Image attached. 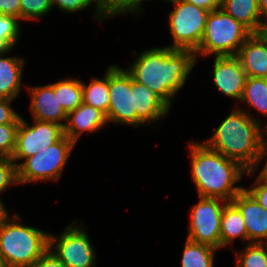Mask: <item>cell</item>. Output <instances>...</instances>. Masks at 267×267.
Returning a JSON list of instances; mask_svg holds the SVG:
<instances>
[{
    "label": "cell",
    "instance_id": "obj_23",
    "mask_svg": "<svg viewBox=\"0 0 267 267\" xmlns=\"http://www.w3.org/2000/svg\"><path fill=\"white\" fill-rule=\"evenodd\" d=\"M240 101L267 117V78L247 77Z\"/></svg>",
    "mask_w": 267,
    "mask_h": 267
},
{
    "label": "cell",
    "instance_id": "obj_7",
    "mask_svg": "<svg viewBox=\"0 0 267 267\" xmlns=\"http://www.w3.org/2000/svg\"><path fill=\"white\" fill-rule=\"evenodd\" d=\"M172 2L174 9L169 13V26L173 44L168 47L195 51L201 42L209 11L182 0Z\"/></svg>",
    "mask_w": 267,
    "mask_h": 267
},
{
    "label": "cell",
    "instance_id": "obj_1",
    "mask_svg": "<svg viewBox=\"0 0 267 267\" xmlns=\"http://www.w3.org/2000/svg\"><path fill=\"white\" fill-rule=\"evenodd\" d=\"M197 62L193 50L155 47L143 51L126 71L157 93L170 107ZM172 101V102H171Z\"/></svg>",
    "mask_w": 267,
    "mask_h": 267
},
{
    "label": "cell",
    "instance_id": "obj_8",
    "mask_svg": "<svg viewBox=\"0 0 267 267\" xmlns=\"http://www.w3.org/2000/svg\"><path fill=\"white\" fill-rule=\"evenodd\" d=\"M49 250L68 267H95L96 251L86 229L72 223L60 236L49 234Z\"/></svg>",
    "mask_w": 267,
    "mask_h": 267
},
{
    "label": "cell",
    "instance_id": "obj_2",
    "mask_svg": "<svg viewBox=\"0 0 267 267\" xmlns=\"http://www.w3.org/2000/svg\"><path fill=\"white\" fill-rule=\"evenodd\" d=\"M247 110L235 109L204 143L247 170L258 169L264 156V128Z\"/></svg>",
    "mask_w": 267,
    "mask_h": 267
},
{
    "label": "cell",
    "instance_id": "obj_13",
    "mask_svg": "<svg viewBox=\"0 0 267 267\" xmlns=\"http://www.w3.org/2000/svg\"><path fill=\"white\" fill-rule=\"evenodd\" d=\"M27 89L31 97V116L36 120L54 122L64 127L67 113L58 100V81L44 86H27Z\"/></svg>",
    "mask_w": 267,
    "mask_h": 267
},
{
    "label": "cell",
    "instance_id": "obj_14",
    "mask_svg": "<svg viewBox=\"0 0 267 267\" xmlns=\"http://www.w3.org/2000/svg\"><path fill=\"white\" fill-rule=\"evenodd\" d=\"M231 202L239 209L245 221L247 244L267 243V210L245 188Z\"/></svg>",
    "mask_w": 267,
    "mask_h": 267
},
{
    "label": "cell",
    "instance_id": "obj_39",
    "mask_svg": "<svg viewBox=\"0 0 267 267\" xmlns=\"http://www.w3.org/2000/svg\"><path fill=\"white\" fill-rule=\"evenodd\" d=\"M264 158H266L265 160H267V157L265 155L262 157V159ZM259 176L267 183V161L264 167L262 168L261 172L259 173Z\"/></svg>",
    "mask_w": 267,
    "mask_h": 267
},
{
    "label": "cell",
    "instance_id": "obj_38",
    "mask_svg": "<svg viewBox=\"0 0 267 267\" xmlns=\"http://www.w3.org/2000/svg\"><path fill=\"white\" fill-rule=\"evenodd\" d=\"M8 215H9L8 211H7L6 207H4V204L0 199V222L2 220H4Z\"/></svg>",
    "mask_w": 267,
    "mask_h": 267
},
{
    "label": "cell",
    "instance_id": "obj_35",
    "mask_svg": "<svg viewBox=\"0 0 267 267\" xmlns=\"http://www.w3.org/2000/svg\"><path fill=\"white\" fill-rule=\"evenodd\" d=\"M0 14L10 15L20 20V0H0Z\"/></svg>",
    "mask_w": 267,
    "mask_h": 267
},
{
    "label": "cell",
    "instance_id": "obj_40",
    "mask_svg": "<svg viewBox=\"0 0 267 267\" xmlns=\"http://www.w3.org/2000/svg\"><path fill=\"white\" fill-rule=\"evenodd\" d=\"M259 33L267 41V20L262 23V27Z\"/></svg>",
    "mask_w": 267,
    "mask_h": 267
},
{
    "label": "cell",
    "instance_id": "obj_5",
    "mask_svg": "<svg viewBox=\"0 0 267 267\" xmlns=\"http://www.w3.org/2000/svg\"><path fill=\"white\" fill-rule=\"evenodd\" d=\"M252 33L222 8L210 11L199 47L198 56H236L241 45Z\"/></svg>",
    "mask_w": 267,
    "mask_h": 267
},
{
    "label": "cell",
    "instance_id": "obj_17",
    "mask_svg": "<svg viewBox=\"0 0 267 267\" xmlns=\"http://www.w3.org/2000/svg\"><path fill=\"white\" fill-rule=\"evenodd\" d=\"M64 125V135L75 144L83 132H94L106 126V115L90 105L82 103L75 110L67 114Z\"/></svg>",
    "mask_w": 267,
    "mask_h": 267
},
{
    "label": "cell",
    "instance_id": "obj_19",
    "mask_svg": "<svg viewBox=\"0 0 267 267\" xmlns=\"http://www.w3.org/2000/svg\"><path fill=\"white\" fill-rule=\"evenodd\" d=\"M24 59L3 57L0 54V98L14 99L19 95L22 85Z\"/></svg>",
    "mask_w": 267,
    "mask_h": 267
},
{
    "label": "cell",
    "instance_id": "obj_25",
    "mask_svg": "<svg viewBox=\"0 0 267 267\" xmlns=\"http://www.w3.org/2000/svg\"><path fill=\"white\" fill-rule=\"evenodd\" d=\"M145 0H98V6L103 20L119 14H140L144 12L142 3ZM147 1V0H146Z\"/></svg>",
    "mask_w": 267,
    "mask_h": 267
},
{
    "label": "cell",
    "instance_id": "obj_28",
    "mask_svg": "<svg viewBox=\"0 0 267 267\" xmlns=\"http://www.w3.org/2000/svg\"><path fill=\"white\" fill-rule=\"evenodd\" d=\"M52 8V0H20V21L41 18Z\"/></svg>",
    "mask_w": 267,
    "mask_h": 267
},
{
    "label": "cell",
    "instance_id": "obj_29",
    "mask_svg": "<svg viewBox=\"0 0 267 267\" xmlns=\"http://www.w3.org/2000/svg\"><path fill=\"white\" fill-rule=\"evenodd\" d=\"M19 123L0 124V158H11Z\"/></svg>",
    "mask_w": 267,
    "mask_h": 267
},
{
    "label": "cell",
    "instance_id": "obj_10",
    "mask_svg": "<svg viewBox=\"0 0 267 267\" xmlns=\"http://www.w3.org/2000/svg\"><path fill=\"white\" fill-rule=\"evenodd\" d=\"M30 125L21 116L16 132L15 149L11 159L18 167V160H25L53 145L64 136V128L54 122L34 119Z\"/></svg>",
    "mask_w": 267,
    "mask_h": 267
},
{
    "label": "cell",
    "instance_id": "obj_42",
    "mask_svg": "<svg viewBox=\"0 0 267 267\" xmlns=\"http://www.w3.org/2000/svg\"><path fill=\"white\" fill-rule=\"evenodd\" d=\"M0 267H10V266L0 257Z\"/></svg>",
    "mask_w": 267,
    "mask_h": 267
},
{
    "label": "cell",
    "instance_id": "obj_41",
    "mask_svg": "<svg viewBox=\"0 0 267 267\" xmlns=\"http://www.w3.org/2000/svg\"><path fill=\"white\" fill-rule=\"evenodd\" d=\"M264 155L267 156V138L264 137Z\"/></svg>",
    "mask_w": 267,
    "mask_h": 267
},
{
    "label": "cell",
    "instance_id": "obj_37",
    "mask_svg": "<svg viewBox=\"0 0 267 267\" xmlns=\"http://www.w3.org/2000/svg\"><path fill=\"white\" fill-rule=\"evenodd\" d=\"M259 10L262 16V19L267 20V0H258Z\"/></svg>",
    "mask_w": 267,
    "mask_h": 267
},
{
    "label": "cell",
    "instance_id": "obj_21",
    "mask_svg": "<svg viewBox=\"0 0 267 267\" xmlns=\"http://www.w3.org/2000/svg\"><path fill=\"white\" fill-rule=\"evenodd\" d=\"M102 78H93L89 84L82 82L83 103L99 109L107 116L110 102L109 68Z\"/></svg>",
    "mask_w": 267,
    "mask_h": 267
},
{
    "label": "cell",
    "instance_id": "obj_9",
    "mask_svg": "<svg viewBox=\"0 0 267 267\" xmlns=\"http://www.w3.org/2000/svg\"><path fill=\"white\" fill-rule=\"evenodd\" d=\"M191 209L186 239L220 249L221 215L227 201L220 198L199 197Z\"/></svg>",
    "mask_w": 267,
    "mask_h": 267
},
{
    "label": "cell",
    "instance_id": "obj_27",
    "mask_svg": "<svg viewBox=\"0 0 267 267\" xmlns=\"http://www.w3.org/2000/svg\"><path fill=\"white\" fill-rule=\"evenodd\" d=\"M19 35H21L19 19L0 14V54L5 55L14 49Z\"/></svg>",
    "mask_w": 267,
    "mask_h": 267
},
{
    "label": "cell",
    "instance_id": "obj_34",
    "mask_svg": "<svg viewBox=\"0 0 267 267\" xmlns=\"http://www.w3.org/2000/svg\"><path fill=\"white\" fill-rule=\"evenodd\" d=\"M32 267H68L59 260L49 249L35 261Z\"/></svg>",
    "mask_w": 267,
    "mask_h": 267
},
{
    "label": "cell",
    "instance_id": "obj_22",
    "mask_svg": "<svg viewBox=\"0 0 267 267\" xmlns=\"http://www.w3.org/2000/svg\"><path fill=\"white\" fill-rule=\"evenodd\" d=\"M184 246L181 267H214V256L218 249L188 239Z\"/></svg>",
    "mask_w": 267,
    "mask_h": 267
},
{
    "label": "cell",
    "instance_id": "obj_33",
    "mask_svg": "<svg viewBox=\"0 0 267 267\" xmlns=\"http://www.w3.org/2000/svg\"><path fill=\"white\" fill-rule=\"evenodd\" d=\"M251 187L249 189H245L265 210H267V183L258 175L254 185Z\"/></svg>",
    "mask_w": 267,
    "mask_h": 267
},
{
    "label": "cell",
    "instance_id": "obj_26",
    "mask_svg": "<svg viewBox=\"0 0 267 267\" xmlns=\"http://www.w3.org/2000/svg\"><path fill=\"white\" fill-rule=\"evenodd\" d=\"M235 252L236 267H267V243H249Z\"/></svg>",
    "mask_w": 267,
    "mask_h": 267
},
{
    "label": "cell",
    "instance_id": "obj_31",
    "mask_svg": "<svg viewBox=\"0 0 267 267\" xmlns=\"http://www.w3.org/2000/svg\"><path fill=\"white\" fill-rule=\"evenodd\" d=\"M17 166L11 158H0V194L9 186L17 185Z\"/></svg>",
    "mask_w": 267,
    "mask_h": 267
},
{
    "label": "cell",
    "instance_id": "obj_12",
    "mask_svg": "<svg viewBox=\"0 0 267 267\" xmlns=\"http://www.w3.org/2000/svg\"><path fill=\"white\" fill-rule=\"evenodd\" d=\"M213 82L219 92L241 100L247 75L236 56H214Z\"/></svg>",
    "mask_w": 267,
    "mask_h": 267
},
{
    "label": "cell",
    "instance_id": "obj_20",
    "mask_svg": "<svg viewBox=\"0 0 267 267\" xmlns=\"http://www.w3.org/2000/svg\"><path fill=\"white\" fill-rule=\"evenodd\" d=\"M237 238L248 241L245 221L239 209L232 202H227L221 215L220 248L232 244Z\"/></svg>",
    "mask_w": 267,
    "mask_h": 267
},
{
    "label": "cell",
    "instance_id": "obj_32",
    "mask_svg": "<svg viewBox=\"0 0 267 267\" xmlns=\"http://www.w3.org/2000/svg\"><path fill=\"white\" fill-rule=\"evenodd\" d=\"M12 99L0 98V124L19 123L21 116L11 107Z\"/></svg>",
    "mask_w": 267,
    "mask_h": 267
},
{
    "label": "cell",
    "instance_id": "obj_18",
    "mask_svg": "<svg viewBox=\"0 0 267 267\" xmlns=\"http://www.w3.org/2000/svg\"><path fill=\"white\" fill-rule=\"evenodd\" d=\"M221 8L251 33H259L262 19L258 0H222Z\"/></svg>",
    "mask_w": 267,
    "mask_h": 267
},
{
    "label": "cell",
    "instance_id": "obj_16",
    "mask_svg": "<svg viewBox=\"0 0 267 267\" xmlns=\"http://www.w3.org/2000/svg\"><path fill=\"white\" fill-rule=\"evenodd\" d=\"M132 91L134 92V107L137 115V127L146 123H155L167 116L170 106L147 86L137 83L132 78Z\"/></svg>",
    "mask_w": 267,
    "mask_h": 267
},
{
    "label": "cell",
    "instance_id": "obj_43",
    "mask_svg": "<svg viewBox=\"0 0 267 267\" xmlns=\"http://www.w3.org/2000/svg\"><path fill=\"white\" fill-rule=\"evenodd\" d=\"M264 126H265L264 130H266V131H264V137H265L267 135V122H266V125H264Z\"/></svg>",
    "mask_w": 267,
    "mask_h": 267
},
{
    "label": "cell",
    "instance_id": "obj_15",
    "mask_svg": "<svg viewBox=\"0 0 267 267\" xmlns=\"http://www.w3.org/2000/svg\"><path fill=\"white\" fill-rule=\"evenodd\" d=\"M236 57L247 77L267 78V41L252 33L239 48Z\"/></svg>",
    "mask_w": 267,
    "mask_h": 267
},
{
    "label": "cell",
    "instance_id": "obj_3",
    "mask_svg": "<svg viewBox=\"0 0 267 267\" xmlns=\"http://www.w3.org/2000/svg\"><path fill=\"white\" fill-rule=\"evenodd\" d=\"M191 155V175L199 197L220 198L227 202L244 189L236 186L245 173L254 175L239 162L229 159L209 148L204 142L189 143Z\"/></svg>",
    "mask_w": 267,
    "mask_h": 267
},
{
    "label": "cell",
    "instance_id": "obj_4",
    "mask_svg": "<svg viewBox=\"0 0 267 267\" xmlns=\"http://www.w3.org/2000/svg\"><path fill=\"white\" fill-rule=\"evenodd\" d=\"M11 217L0 222V257L10 267H32L49 249L50 233L19 223L18 214Z\"/></svg>",
    "mask_w": 267,
    "mask_h": 267
},
{
    "label": "cell",
    "instance_id": "obj_24",
    "mask_svg": "<svg viewBox=\"0 0 267 267\" xmlns=\"http://www.w3.org/2000/svg\"><path fill=\"white\" fill-rule=\"evenodd\" d=\"M58 100L67 114L79 107L83 103L82 81L72 78L59 80Z\"/></svg>",
    "mask_w": 267,
    "mask_h": 267
},
{
    "label": "cell",
    "instance_id": "obj_30",
    "mask_svg": "<svg viewBox=\"0 0 267 267\" xmlns=\"http://www.w3.org/2000/svg\"><path fill=\"white\" fill-rule=\"evenodd\" d=\"M95 2V18L103 20L101 12L98 6V0H52V7L56 6L61 11L69 13H75L78 11H83L90 7V5Z\"/></svg>",
    "mask_w": 267,
    "mask_h": 267
},
{
    "label": "cell",
    "instance_id": "obj_6",
    "mask_svg": "<svg viewBox=\"0 0 267 267\" xmlns=\"http://www.w3.org/2000/svg\"><path fill=\"white\" fill-rule=\"evenodd\" d=\"M75 145L64 135L53 145L26 158L23 162H18V184L37 183L45 180L58 181Z\"/></svg>",
    "mask_w": 267,
    "mask_h": 267
},
{
    "label": "cell",
    "instance_id": "obj_36",
    "mask_svg": "<svg viewBox=\"0 0 267 267\" xmlns=\"http://www.w3.org/2000/svg\"><path fill=\"white\" fill-rule=\"evenodd\" d=\"M207 11L221 8L222 0H182Z\"/></svg>",
    "mask_w": 267,
    "mask_h": 267
},
{
    "label": "cell",
    "instance_id": "obj_11",
    "mask_svg": "<svg viewBox=\"0 0 267 267\" xmlns=\"http://www.w3.org/2000/svg\"><path fill=\"white\" fill-rule=\"evenodd\" d=\"M109 95L107 122L137 127L132 76L118 65L109 66Z\"/></svg>",
    "mask_w": 267,
    "mask_h": 267
}]
</instances>
